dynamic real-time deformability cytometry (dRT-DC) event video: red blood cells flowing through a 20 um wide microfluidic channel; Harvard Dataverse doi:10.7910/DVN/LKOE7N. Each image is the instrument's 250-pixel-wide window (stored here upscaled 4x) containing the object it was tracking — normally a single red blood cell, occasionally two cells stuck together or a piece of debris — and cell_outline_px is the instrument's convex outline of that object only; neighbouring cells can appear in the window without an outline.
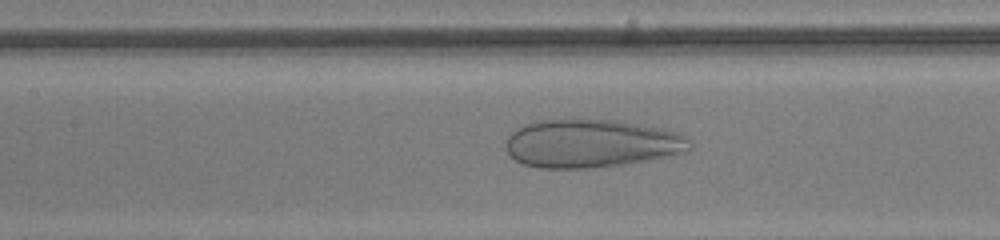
{"species": "human", "species_latin": "Homo sapiens", "temperature_condition": "room temperature", "stored_images_in_passage": 40, "camera_frame_rate_fps": 3000, "um_per_image_px": 0.085, "donor": {"sex": "male"}, "frame": {"image": 1, "passage_image": 16, "time_ms": 5.0, "image_size_px": [1000, 240], "cell_outline_px": [[692, 148], [688, 152], [628, 164], [592, 168], [540, 168], [524, 164], [516, 160], [508, 152], [504, 144], [508, 136], [516, 128], [524, 124], [540, 120], [572, 116], [616, 120], [660, 128], [680, 132], [692, 144]], "centroid_in_image_um": [50.25, 12.16], "position_along_channel_um": 157.1, "area_um2": 52.94}}
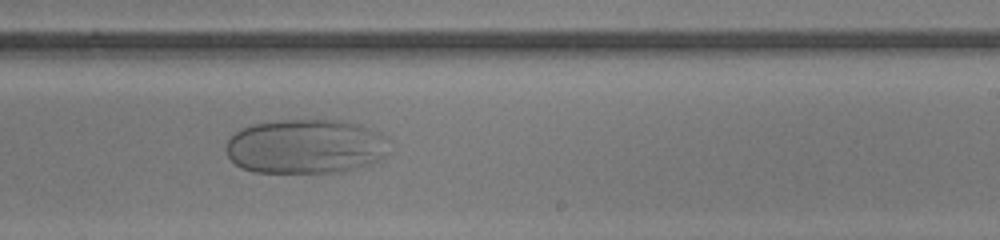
{"frame": {"image": 2, "passage_image": 24, "time_ms": 7.667, "image_size_px": [1000, 240], "cell_outline_px": [[388, 156], [372, 164], [340, 172], [252, 172], [240, 168], [228, 156], [224, 148], [228, 140], [240, 128], [252, 124], [276, 120], [344, 120], [360, 124], [372, 128], [388, 136]], "centroid_in_image_um": [26.03, 12.44], "position_along_channel_um": 263.0, "area_um2": 52.77}}